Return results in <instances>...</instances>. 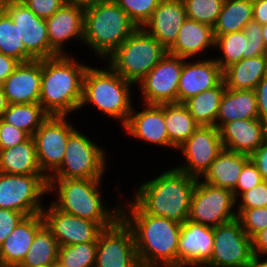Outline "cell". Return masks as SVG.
Segmentation results:
<instances>
[{
	"label": "cell",
	"mask_w": 267,
	"mask_h": 267,
	"mask_svg": "<svg viewBox=\"0 0 267 267\" xmlns=\"http://www.w3.org/2000/svg\"><path fill=\"white\" fill-rule=\"evenodd\" d=\"M44 224L42 213L25 216L0 245L1 267H17L26 256L37 231Z\"/></svg>",
	"instance_id": "25"
},
{
	"label": "cell",
	"mask_w": 267,
	"mask_h": 267,
	"mask_svg": "<svg viewBox=\"0 0 267 267\" xmlns=\"http://www.w3.org/2000/svg\"><path fill=\"white\" fill-rule=\"evenodd\" d=\"M104 152L75 130L67 140L62 164L49 178L102 179L106 167Z\"/></svg>",
	"instance_id": "8"
},
{
	"label": "cell",
	"mask_w": 267,
	"mask_h": 267,
	"mask_svg": "<svg viewBox=\"0 0 267 267\" xmlns=\"http://www.w3.org/2000/svg\"><path fill=\"white\" fill-rule=\"evenodd\" d=\"M250 158L256 164L263 180L267 181V138L250 156Z\"/></svg>",
	"instance_id": "48"
},
{
	"label": "cell",
	"mask_w": 267,
	"mask_h": 267,
	"mask_svg": "<svg viewBox=\"0 0 267 267\" xmlns=\"http://www.w3.org/2000/svg\"><path fill=\"white\" fill-rule=\"evenodd\" d=\"M253 20L267 24V0H253Z\"/></svg>",
	"instance_id": "52"
},
{
	"label": "cell",
	"mask_w": 267,
	"mask_h": 267,
	"mask_svg": "<svg viewBox=\"0 0 267 267\" xmlns=\"http://www.w3.org/2000/svg\"><path fill=\"white\" fill-rule=\"evenodd\" d=\"M6 0H0V12L3 11Z\"/></svg>",
	"instance_id": "58"
},
{
	"label": "cell",
	"mask_w": 267,
	"mask_h": 267,
	"mask_svg": "<svg viewBox=\"0 0 267 267\" xmlns=\"http://www.w3.org/2000/svg\"><path fill=\"white\" fill-rule=\"evenodd\" d=\"M237 211V219L250 238L267 228V207L238 209Z\"/></svg>",
	"instance_id": "41"
},
{
	"label": "cell",
	"mask_w": 267,
	"mask_h": 267,
	"mask_svg": "<svg viewBox=\"0 0 267 267\" xmlns=\"http://www.w3.org/2000/svg\"><path fill=\"white\" fill-rule=\"evenodd\" d=\"M267 75V54L243 58L223 70L225 87L232 90H255Z\"/></svg>",
	"instance_id": "27"
},
{
	"label": "cell",
	"mask_w": 267,
	"mask_h": 267,
	"mask_svg": "<svg viewBox=\"0 0 267 267\" xmlns=\"http://www.w3.org/2000/svg\"><path fill=\"white\" fill-rule=\"evenodd\" d=\"M223 81V70L215 60L199 62L184 60L177 94V103H184L197 94L218 86Z\"/></svg>",
	"instance_id": "20"
},
{
	"label": "cell",
	"mask_w": 267,
	"mask_h": 267,
	"mask_svg": "<svg viewBox=\"0 0 267 267\" xmlns=\"http://www.w3.org/2000/svg\"><path fill=\"white\" fill-rule=\"evenodd\" d=\"M0 53L20 63L37 60L19 38L17 26L4 10L0 12Z\"/></svg>",
	"instance_id": "37"
},
{
	"label": "cell",
	"mask_w": 267,
	"mask_h": 267,
	"mask_svg": "<svg viewBox=\"0 0 267 267\" xmlns=\"http://www.w3.org/2000/svg\"><path fill=\"white\" fill-rule=\"evenodd\" d=\"M30 136L23 130L0 119V150L23 143Z\"/></svg>",
	"instance_id": "44"
},
{
	"label": "cell",
	"mask_w": 267,
	"mask_h": 267,
	"mask_svg": "<svg viewBox=\"0 0 267 267\" xmlns=\"http://www.w3.org/2000/svg\"><path fill=\"white\" fill-rule=\"evenodd\" d=\"M252 250L256 255H267V228L252 237Z\"/></svg>",
	"instance_id": "51"
},
{
	"label": "cell",
	"mask_w": 267,
	"mask_h": 267,
	"mask_svg": "<svg viewBox=\"0 0 267 267\" xmlns=\"http://www.w3.org/2000/svg\"><path fill=\"white\" fill-rule=\"evenodd\" d=\"M219 130L224 149L249 156L267 138V125L260 118L227 122Z\"/></svg>",
	"instance_id": "23"
},
{
	"label": "cell",
	"mask_w": 267,
	"mask_h": 267,
	"mask_svg": "<svg viewBox=\"0 0 267 267\" xmlns=\"http://www.w3.org/2000/svg\"><path fill=\"white\" fill-rule=\"evenodd\" d=\"M100 181L101 179L48 178V193L58 188V200L52 202L58 210L108 228L121 217V206L113 211L104 207L99 191Z\"/></svg>",
	"instance_id": "4"
},
{
	"label": "cell",
	"mask_w": 267,
	"mask_h": 267,
	"mask_svg": "<svg viewBox=\"0 0 267 267\" xmlns=\"http://www.w3.org/2000/svg\"><path fill=\"white\" fill-rule=\"evenodd\" d=\"M41 79L42 59L19 63L1 86L8 103H39Z\"/></svg>",
	"instance_id": "19"
},
{
	"label": "cell",
	"mask_w": 267,
	"mask_h": 267,
	"mask_svg": "<svg viewBox=\"0 0 267 267\" xmlns=\"http://www.w3.org/2000/svg\"><path fill=\"white\" fill-rule=\"evenodd\" d=\"M259 255L253 254L251 261L245 267H267V259L261 262Z\"/></svg>",
	"instance_id": "54"
},
{
	"label": "cell",
	"mask_w": 267,
	"mask_h": 267,
	"mask_svg": "<svg viewBox=\"0 0 267 267\" xmlns=\"http://www.w3.org/2000/svg\"><path fill=\"white\" fill-rule=\"evenodd\" d=\"M244 35L248 40L253 43H264L262 37V25L255 20L249 21L244 29Z\"/></svg>",
	"instance_id": "50"
},
{
	"label": "cell",
	"mask_w": 267,
	"mask_h": 267,
	"mask_svg": "<svg viewBox=\"0 0 267 267\" xmlns=\"http://www.w3.org/2000/svg\"><path fill=\"white\" fill-rule=\"evenodd\" d=\"M187 18L214 27L224 0H185Z\"/></svg>",
	"instance_id": "39"
},
{
	"label": "cell",
	"mask_w": 267,
	"mask_h": 267,
	"mask_svg": "<svg viewBox=\"0 0 267 267\" xmlns=\"http://www.w3.org/2000/svg\"><path fill=\"white\" fill-rule=\"evenodd\" d=\"M214 242V227L186 220L180 228L178 267H202L210 261Z\"/></svg>",
	"instance_id": "18"
},
{
	"label": "cell",
	"mask_w": 267,
	"mask_h": 267,
	"mask_svg": "<svg viewBox=\"0 0 267 267\" xmlns=\"http://www.w3.org/2000/svg\"><path fill=\"white\" fill-rule=\"evenodd\" d=\"M257 118H259L258 104L254 90H232L226 88L221 98L216 120L218 129L227 122Z\"/></svg>",
	"instance_id": "29"
},
{
	"label": "cell",
	"mask_w": 267,
	"mask_h": 267,
	"mask_svg": "<svg viewBox=\"0 0 267 267\" xmlns=\"http://www.w3.org/2000/svg\"><path fill=\"white\" fill-rule=\"evenodd\" d=\"M242 201L238 209L267 207V181L259 183L241 194Z\"/></svg>",
	"instance_id": "43"
},
{
	"label": "cell",
	"mask_w": 267,
	"mask_h": 267,
	"mask_svg": "<svg viewBox=\"0 0 267 267\" xmlns=\"http://www.w3.org/2000/svg\"><path fill=\"white\" fill-rule=\"evenodd\" d=\"M145 106L147 108L137 113H134V108L132 109L127 123L123 126L127 134L158 146L175 148L170 143L165 126L164 103Z\"/></svg>",
	"instance_id": "24"
},
{
	"label": "cell",
	"mask_w": 267,
	"mask_h": 267,
	"mask_svg": "<svg viewBox=\"0 0 267 267\" xmlns=\"http://www.w3.org/2000/svg\"><path fill=\"white\" fill-rule=\"evenodd\" d=\"M95 267H141L131 228L120 217L98 235Z\"/></svg>",
	"instance_id": "11"
},
{
	"label": "cell",
	"mask_w": 267,
	"mask_h": 267,
	"mask_svg": "<svg viewBox=\"0 0 267 267\" xmlns=\"http://www.w3.org/2000/svg\"><path fill=\"white\" fill-rule=\"evenodd\" d=\"M167 49L137 28L108 58L109 66L126 81L139 83L166 55Z\"/></svg>",
	"instance_id": "7"
},
{
	"label": "cell",
	"mask_w": 267,
	"mask_h": 267,
	"mask_svg": "<svg viewBox=\"0 0 267 267\" xmlns=\"http://www.w3.org/2000/svg\"><path fill=\"white\" fill-rule=\"evenodd\" d=\"M24 217L25 215L21 212L0 209V245Z\"/></svg>",
	"instance_id": "46"
},
{
	"label": "cell",
	"mask_w": 267,
	"mask_h": 267,
	"mask_svg": "<svg viewBox=\"0 0 267 267\" xmlns=\"http://www.w3.org/2000/svg\"><path fill=\"white\" fill-rule=\"evenodd\" d=\"M66 119V116L49 115L33 135L37 161L47 178L62 164L67 140L76 130Z\"/></svg>",
	"instance_id": "12"
},
{
	"label": "cell",
	"mask_w": 267,
	"mask_h": 267,
	"mask_svg": "<svg viewBox=\"0 0 267 267\" xmlns=\"http://www.w3.org/2000/svg\"><path fill=\"white\" fill-rule=\"evenodd\" d=\"M126 81L110 66L107 69L87 67L83 80V95L80 108L93 103L111 118L121 119L124 126L132 112L130 87Z\"/></svg>",
	"instance_id": "6"
},
{
	"label": "cell",
	"mask_w": 267,
	"mask_h": 267,
	"mask_svg": "<svg viewBox=\"0 0 267 267\" xmlns=\"http://www.w3.org/2000/svg\"><path fill=\"white\" fill-rule=\"evenodd\" d=\"M18 28L19 38L37 59L50 58L46 20L38 17L21 0H6L3 9Z\"/></svg>",
	"instance_id": "16"
},
{
	"label": "cell",
	"mask_w": 267,
	"mask_h": 267,
	"mask_svg": "<svg viewBox=\"0 0 267 267\" xmlns=\"http://www.w3.org/2000/svg\"><path fill=\"white\" fill-rule=\"evenodd\" d=\"M38 17L47 19L58 11L66 2L65 0H21Z\"/></svg>",
	"instance_id": "45"
},
{
	"label": "cell",
	"mask_w": 267,
	"mask_h": 267,
	"mask_svg": "<svg viewBox=\"0 0 267 267\" xmlns=\"http://www.w3.org/2000/svg\"><path fill=\"white\" fill-rule=\"evenodd\" d=\"M253 20V0H224L213 27L214 36L242 31Z\"/></svg>",
	"instance_id": "34"
},
{
	"label": "cell",
	"mask_w": 267,
	"mask_h": 267,
	"mask_svg": "<svg viewBox=\"0 0 267 267\" xmlns=\"http://www.w3.org/2000/svg\"><path fill=\"white\" fill-rule=\"evenodd\" d=\"M262 37H263V40H264L265 50L267 52V24L266 25H262Z\"/></svg>",
	"instance_id": "56"
},
{
	"label": "cell",
	"mask_w": 267,
	"mask_h": 267,
	"mask_svg": "<svg viewBox=\"0 0 267 267\" xmlns=\"http://www.w3.org/2000/svg\"><path fill=\"white\" fill-rule=\"evenodd\" d=\"M197 178L178 168L142 183L132 201L145 213L184 223L190 212Z\"/></svg>",
	"instance_id": "2"
},
{
	"label": "cell",
	"mask_w": 267,
	"mask_h": 267,
	"mask_svg": "<svg viewBox=\"0 0 267 267\" xmlns=\"http://www.w3.org/2000/svg\"><path fill=\"white\" fill-rule=\"evenodd\" d=\"M128 14L129 18L139 27L151 18L152 13L161 0H115Z\"/></svg>",
	"instance_id": "40"
},
{
	"label": "cell",
	"mask_w": 267,
	"mask_h": 267,
	"mask_svg": "<svg viewBox=\"0 0 267 267\" xmlns=\"http://www.w3.org/2000/svg\"><path fill=\"white\" fill-rule=\"evenodd\" d=\"M50 267H66V266L57 259Z\"/></svg>",
	"instance_id": "57"
},
{
	"label": "cell",
	"mask_w": 267,
	"mask_h": 267,
	"mask_svg": "<svg viewBox=\"0 0 267 267\" xmlns=\"http://www.w3.org/2000/svg\"><path fill=\"white\" fill-rule=\"evenodd\" d=\"M50 42V57L64 55L63 43L71 38L84 39V9L64 4L45 19Z\"/></svg>",
	"instance_id": "21"
},
{
	"label": "cell",
	"mask_w": 267,
	"mask_h": 267,
	"mask_svg": "<svg viewBox=\"0 0 267 267\" xmlns=\"http://www.w3.org/2000/svg\"><path fill=\"white\" fill-rule=\"evenodd\" d=\"M68 55L42 59L39 104L49 115L66 116L80 109L86 65Z\"/></svg>",
	"instance_id": "3"
},
{
	"label": "cell",
	"mask_w": 267,
	"mask_h": 267,
	"mask_svg": "<svg viewBox=\"0 0 267 267\" xmlns=\"http://www.w3.org/2000/svg\"><path fill=\"white\" fill-rule=\"evenodd\" d=\"M0 173L6 174H43L36 156L33 136L14 147L0 150Z\"/></svg>",
	"instance_id": "31"
},
{
	"label": "cell",
	"mask_w": 267,
	"mask_h": 267,
	"mask_svg": "<svg viewBox=\"0 0 267 267\" xmlns=\"http://www.w3.org/2000/svg\"><path fill=\"white\" fill-rule=\"evenodd\" d=\"M104 1L106 0H65L66 4L74 5L84 10Z\"/></svg>",
	"instance_id": "53"
},
{
	"label": "cell",
	"mask_w": 267,
	"mask_h": 267,
	"mask_svg": "<svg viewBox=\"0 0 267 267\" xmlns=\"http://www.w3.org/2000/svg\"><path fill=\"white\" fill-rule=\"evenodd\" d=\"M252 238L236 218L214 227V242L208 267H245L252 259Z\"/></svg>",
	"instance_id": "13"
},
{
	"label": "cell",
	"mask_w": 267,
	"mask_h": 267,
	"mask_svg": "<svg viewBox=\"0 0 267 267\" xmlns=\"http://www.w3.org/2000/svg\"><path fill=\"white\" fill-rule=\"evenodd\" d=\"M96 242L59 246L58 260L66 267H95Z\"/></svg>",
	"instance_id": "38"
},
{
	"label": "cell",
	"mask_w": 267,
	"mask_h": 267,
	"mask_svg": "<svg viewBox=\"0 0 267 267\" xmlns=\"http://www.w3.org/2000/svg\"><path fill=\"white\" fill-rule=\"evenodd\" d=\"M59 245L51 230L44 224L17 267H50L58 259Z\"/></svg>",
	"instance_id": "35"
},
{
	"label": "cell",
	"mask_w": 267,
	"mask_h": 267,
	"mask_svg": "<svg viewBox=\"0 0 267 267\" xmlns=\"http://www.w3.org/2000/svg\"><path fill=\"white\" fill-rule=\"evenodd\" d=\"M232 190L216 187L197 179L192 194L188 220L217 227L237 218ZM232 209V210H231Z\"/></svg>",
	"instance_id": "10"
},
{
	"label": "cell",
	"mask_w": 267,
	"mask_h": 267,
	"mask_svg": "<svg viewBox=\"0 0 267 267\" xmlns=\"http://www.w3.org/2000/svg\"><path fill=\"white\" fill-rule=\"evenodd\" d=\"M215 46L213 27L187 18L167 53L188 59Z\"/></svg>",
	"instance_id": "26"
},
{
	"label": "cell",
	"mask_w": 267,
	"mask_h": 267,
	"mask_svg": "<svg viewBox=\"0 0 267 267\" xmlns=\"http://www.w3.org/2000/svg\"><path fill=\"white\" fill-rule=\"evenodd\" d=\"M138 26L115 0L84 10V39L100 58H108Z\"/></svg>",
	"instance_id": "5"
},
{
	"label": "cell",
	"mask_w": 267,
	"mask_h": 267,
	"mask_svg": "<svg viewBox=\"0 0 267 267\" xmlns=\"http://www.w3.org/2000/svg\"><path fill=\"white\" fill-rule=\"evenodd\" d=\"M184 60L169 53L139 82L144 104L177 103Z\"/></svg>",
	"instance_id": "14"
},
{
	"label": "cell",
	"mask_w": 267,
	"mask_h": 267,
	"mask_svg": "<svg viewBox=\"0 0 267 267\" xmlns=\"http://www.w3.org/2000/svg\"><path fill=\"white\" fill-rule=\"evenodd\" d=\"M128 204V210L121 207V218L132 230L140 266L178 267L177 247L182 224L145 214L133 201Z\"/></svg>",
	"instance_id": "1"
},
{
	"label": "cell",
	"mask_w": 267,
	"mask_h": 267,
	"mask_svg": "<svg viewBox=\"0 0 267 267\" xmlns=\"http://www.w3.org/2000/svg\"><path fill=\"white\" fill-rule=\"evenodd\" d=\"M255 94L259 118L267 125V75L257 84Z\"/></svg>",
	"instance_id": "47"
},
{
	"label": "cell",
	"mask_w": 267,
	"mask_h": 267,
	"mask_svg": "<svg viewBox=\"0 0 267 267\" xmlns=\"http://www.w3.org/2000/svg\"><path fill=\"white\" fill-rule=\"evenodd\" d=\"M215 48H220L224 57L215 59L222 70L243 58L267 54L264 43L251 42L243 30L215 36Z\"/></svg>",
	"instance_id": "30"
},
{
	"label": "cell",
	"mask_w": 267,
	"mask_h": 267,
	"mask_svg": "<svg viewBox=\"0 0 267 267\" xmlns=\"http://www.w3.org/2000/svg\"><path fill=\"white\" fill-rule=\"evenodd\" d=\"M186 19L183 1L161 0L142 28L168 50L176 41L178 32Z\"/></svg>",
	"instance_id": "22"
},
{
	"label": "cell",
	"mask_w": 267,
	"mask_h": 267,
	"mask_svg": "<svg viewBox=\"0 0 267 267\" xmlns=\"http://www.w3.org/2000/svg\"><path fill=\"white\" fill-rule=\"evenodd\" d=\"M226 90L224 81L186 100L183 104L199 126H215L221 98Z\"/></svg>",
	"instance_id": "32"
},
{
	"label": "cell",
	"mask_w": 267,
	"mask_h": 267,
	"mask_svg": "<svg viewBox=\"0 0 267 267\" xmlns=\"http://www.w3.org/2000/svg\"><path fill=\"white\" fill-rule=\"evenodd\" d=\"M49 114L39 103L9 104L4 111L2 120L33 136Z\"/></svg>",
	"instance_id": "36"
},
{
	"label": "cell",
	"mask_w": 267,
	"mask_h": 267,
	"mask_svg": "<svg viewBox=\"0 0 267 267\" xmlns=\"http://www.w3.org/2000/svg\"><path fill=\"white\" fill-rule=\"evenodd\" d=\"M164 121L170 143L176 149L199 127L183 103H164Z\"/></svg>",
	"instance_id": "33"
},
{
	"label": "cell",
	"mask_w": 267,
	"mask_h": 267,
	"mask_svg": "<svg viewBox=\"0 0 267 267\" xmlns=\"http://www.w3.org/2000/svg\"><path fill=\"white\" fill-rule=\"evenodd\" d=\"M263 178L261 173L258 171L256 164L251 160V158L244 164L237 185L232 190L234 198L237 202V198L239 194L246 192L257 186L259 183L263 182ZM241 192H240V191Z\"/></svg>",
	"instance_id": "42"
},
{
	"label": "cell",
	"mask_w": 267,
	"mask_h": 267,
	"mask_svg": "<svg viewBox=\"0 0 267 267\" xmlns=\"http://www.w3.org/2000/svg\"><path fill=\"white\" fill-rule=\"evenodd\" d=\"M19 63L18 60L0 53V86H2L4 80L14 72Z\"/></svg>",
	"instance_id": "49"
},
{
	"label": "cell",
	"mask_w": 267,
	"mask_h": 267,
	"mask_svg": "<svg viewBox=\"0 0 267 267\" xmlns=\"http://www.w3.org/2000/svg\"><path fill=\"white\" fill-rule=\"evenodd\" d=\"M177 149L186 157V165L176 168L199 179L224 148L217 127L199 126Z\"/></svg>",
	"instance_id": "15"
},
{
	"label": "cell",
	"mask_w": 267,
	"mask_h": 267,
	"mask_svg": "<svg viewBox=\"0 0 267 267\" xmlns=\"http://www.w3.org/2000/svg\"><path fill=\"white\" fill-rule=\"evenodd\" d=\"M48 208L42 210L44 223L59 246L97 242L104 229L99 223L58 210L52 203Z\"/></svg>",
	"instance_id": "17"
},
{
	"label": "cell",
	"mask_w": 267,
	"mask_h": 267,
	"mask_svg": "<svg viewBox=\"0 0 267 267\" xmlns=\"http://www.w3.org/2000/svg\"><path fill=\"white\" fill-rule=\"evenodd\" d=\"M47 192L48 178L44 174L0 173V209L14 210L25 216L40 214L44 209L40 200Z\"/></svg>",
	"instance_id": "9"
},
{
	"label": "cell",
	"mask_w": 267,
	"mask_h": 267,
	"mask_svg": "<svg viewBox=\"0 0 267 267\" xmlns=\"http://www.w3.org/2000/svg\"><path fill=\"white\" fill-rule=\"evenodd\" d=\"M8 101L7 98L3 92L2 87L0 86V119L3 116L4 111L8 108Z\"/></svg>",
	"instance_id": "55"
},
{
	"label": "cell",
	"mask_w": 267,
	"mask_h": 267,
	"mask_svg": "<svg viewBox=\"0 0 267 267\" xmlns=\"http://www.w3.org/2000/svg\"><path fill=\"white\" fill-rule=\"evenodd\" d=\"M249 159V155L223 149L202 175L205 178L203 182L233 190L244 164Z\"/></svg>",
	"instance_id": "28"
}]
</instances>
